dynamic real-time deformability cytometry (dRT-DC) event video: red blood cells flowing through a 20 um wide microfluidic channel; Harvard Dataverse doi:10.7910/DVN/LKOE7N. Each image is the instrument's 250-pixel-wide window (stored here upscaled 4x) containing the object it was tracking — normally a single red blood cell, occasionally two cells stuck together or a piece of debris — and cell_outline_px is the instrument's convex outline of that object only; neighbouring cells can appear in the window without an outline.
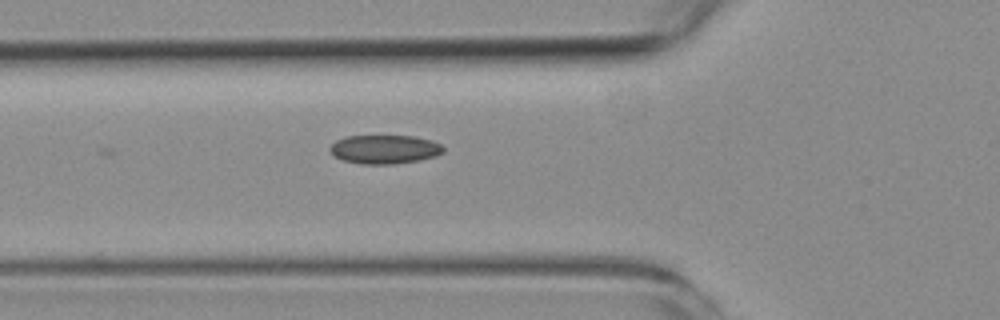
{"species": "common noctule bat (a hibernating species)", "species_latin": "Nyctalus noctula", "temperature_condition": "room temperature", "stored_images_in_passage": 3, "camera_frame_rate_fps": 3000, "um_per_image_px": 0.085, "animal": {"sex": "female", "body_mass_g": 19.3, "forearm_length_mm": 54.1}, "frame": {"image": 1, "passage_image": 3, "time_ms": 2.333, "image_size_px": [1000, 320], "cell_outline_px": [[444, 152], [436, 156], [420, 160], [396, 164], [360, 164], [344, 160], [336, 156], [328, 148], [336, 140], [344, 136], [412, 136], [432, 140], [440, 144], [444, 148]], "centroid_in_image_um": [32.71, 12.69], "position_along_channel_um": 93.1, "area_um2": 19.07}}